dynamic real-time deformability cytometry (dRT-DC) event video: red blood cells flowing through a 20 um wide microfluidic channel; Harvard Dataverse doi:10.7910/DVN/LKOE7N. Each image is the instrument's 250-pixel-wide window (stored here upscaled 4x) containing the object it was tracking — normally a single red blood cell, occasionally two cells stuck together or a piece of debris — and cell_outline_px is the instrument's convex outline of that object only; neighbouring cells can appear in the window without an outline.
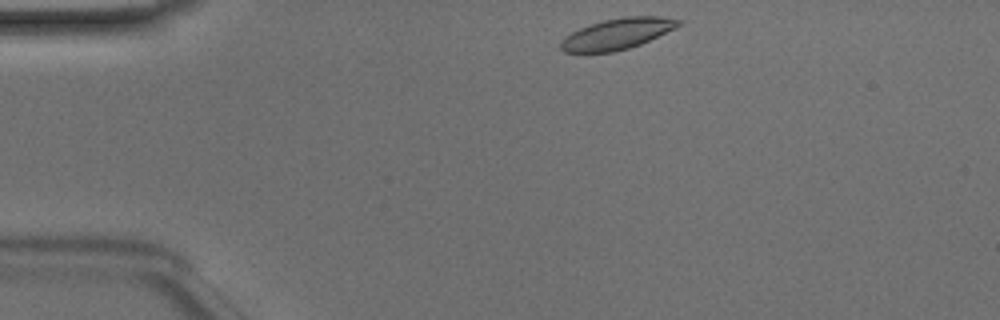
{"species": "Egyptian fruit bat (a non-hibernating species)", "species_latin": "Rousettus aegyptiacus", "temperature_condition": "room temperature", "stored_images_in_passage": 40, "camera_frame_rate_fps": 3000, "um_per_image_px": 0.085, "animal": {"sex": "male"}, "frame": {"image": 1, "passage_image": 1, "time_ms": 0.0, "image_size_px": [1000, 320], "cell_outline_px": [[684, 20], [680, 24], [640, 44], [628, 48], [612, 52], [564, 52], [560, 48], [560, 44], [564, 36], [580, 28], [604, 20], [624, 16], [660, 16]], "centroid_in_image_um": [52.43, 2.87], "position_along_channel_um": 32.6, "area_um2": 20.81}}
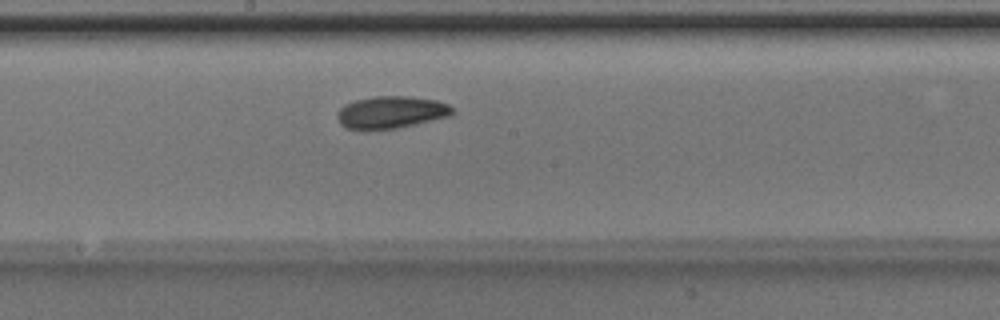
{"frame": {"image": 2, "passage_image": 18, "time_ms": 5.667, "image_size_px": [1000, 320], "cell_outline_px": [[456, 112], [452, 116], [396, 128], [368, 132], [344, 128], [336, 120], [336, 116], [340, 108], [344, 104], [356, 100], [376, 96], [412, 96], [436, 100], [448, 104], [456, 108]], "centroid_in_image_um": [33.23, 9.57], "position_along_channel_um": 215.0, "area_um2": 22.43}}
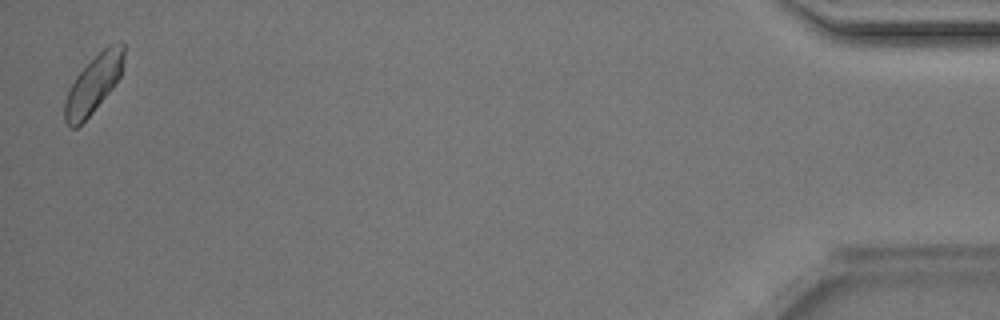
{"frame": {"image": 3, "passage_image": 40, "time_ms": 13.0, "image_size_px": [1000, 320], "cell_outline_px": [[124, 60], [120, 76], [112, 88], [92, 112], [76, 128], [68, 128], [64, 120], [64, 104], [68, 92], [76, 76], [108, 44], [120, 40], [124, 44]], "centroid_in_image_um": [7.96, 7.14], "position_along_channel_um": 427.2, "area_um2": 19.59}, "authors_computed_cell_mechanics": {"area_um2": 20.7791, "velocity_mm_per_s": 4.111, "shape_relaxation_time_tau1_ms": 3.7763, "shape_relaxation_time_tau2_ms": null, "deformation_change_tau1": 0.1033, "deformation_change_tau2": null}}